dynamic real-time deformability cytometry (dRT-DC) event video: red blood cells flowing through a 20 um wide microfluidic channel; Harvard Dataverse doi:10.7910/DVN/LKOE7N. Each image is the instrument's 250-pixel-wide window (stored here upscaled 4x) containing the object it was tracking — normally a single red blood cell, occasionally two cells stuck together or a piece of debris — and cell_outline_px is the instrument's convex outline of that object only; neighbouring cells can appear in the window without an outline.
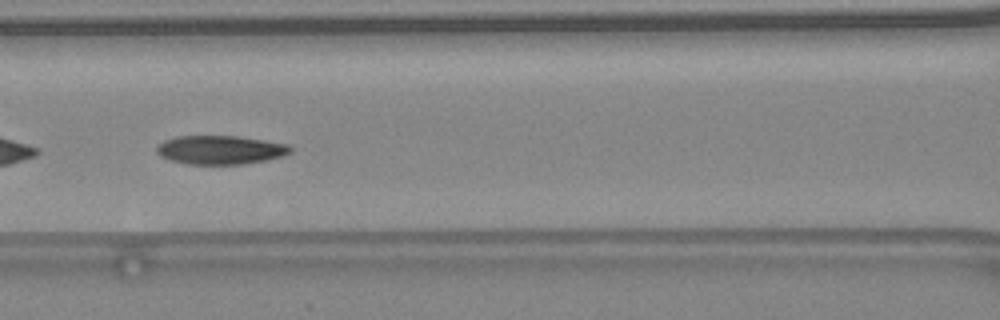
{"species": "common noctule bat (a hibernating species)", "species_latin": "Nyctalus noctula", "temperature_condition": "warm", "stored_images_in_passage": 48, "camera_frame_rate_fps": 3000, "um_per_image_px": 0.085, "animal": {"sex": "female", "body_mass_g": 24.6, "forearm_length_mm": 56.2}, "frame": {"image": 1, "passage_image": 24, "time_ms": 7.667, "image_size_px": [1000, 320], "cell_outline_px": [[292, 152], [284, 156], [268, 160], [244, 164], [188, 164], [172, 160], [160, 156], [156, 152], [156, 148], [164, 140], [176, 136], [236, 136], [264, 140], [288, 144], [292, 148]], "centroid_in_image_um": [18.76, 12.74], "position_along_channel_um": 147.8, "area_um2": 22.48}, "authors_computed_cell_mechanics": {"area_um2": 23.2934, "velocity_mm_per_s": 4.5325, "shape_relaxation_time_tau1_ms": 4.3505, "shape_relaxation_time_tau2_ms": 3.7128, "deformation_change_tau1": 0.1578, "deformation_change_tau2": 0.0991}}